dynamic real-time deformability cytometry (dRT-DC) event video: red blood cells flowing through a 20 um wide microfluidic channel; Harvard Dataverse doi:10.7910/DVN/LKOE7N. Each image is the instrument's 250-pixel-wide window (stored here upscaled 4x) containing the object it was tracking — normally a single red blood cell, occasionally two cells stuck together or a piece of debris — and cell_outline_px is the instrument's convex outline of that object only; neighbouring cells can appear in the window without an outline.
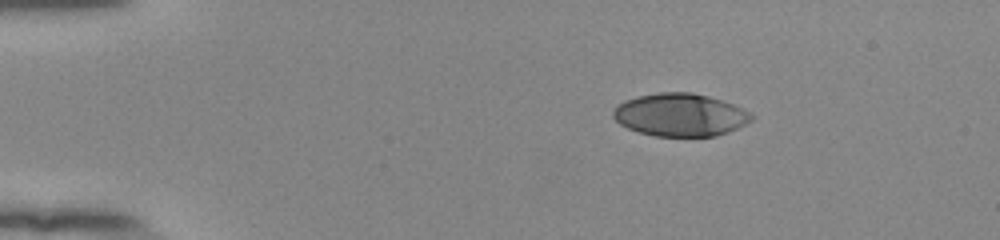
{"species": "human", "species_latin": "Homo sapiens", "temperature_condition": "room temperature", "stored_images_in_passage": 45, "camera_frame_rate_fps": 3000, "um_per_image_px": 0.085, "donor": {"sex": "female"}, "frame": {"image": 1, "passage_image": 1, "time_ms": 0.0, "image_size_px": [1000, 240], "cell_outline_px": [[756, 116], [752, 120], [728, 132], [716, 136], [656, 136], [640, 132], [628, 128], [620, 124], [612, 116], [612, 112], [616, 104], [624, 100], [636, 96], [660, 92], [692, 92], [724, 100], [744, 108]], "centroid_in_image_um": [57.82, 9.75], "position_along_channel_um": 27.2, "area_um2": 34.8}}
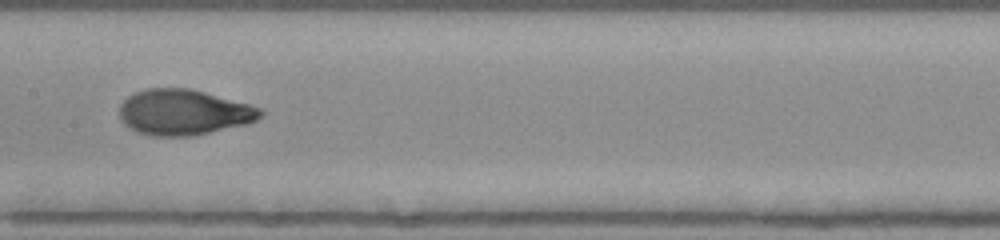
{"frame": {"image": 2, "passage_image": 20, "time_ms": 6.333, "image_size_px": [1000, 240], "cell_outline_px": [[264, 116], [248, 124], [192, 136], [152, 136], [136, 132], [124, 124], [120, 120], [120, 104], [128, 96], [136, 92], [148, 88], [188, 88], [204, 92], [248, 104], [260, 108], [264, 112]], "centroid_in_image_um": [15.61, 9.55], "position_along_channel_um": 191.8, "area_um2": 37.51}}
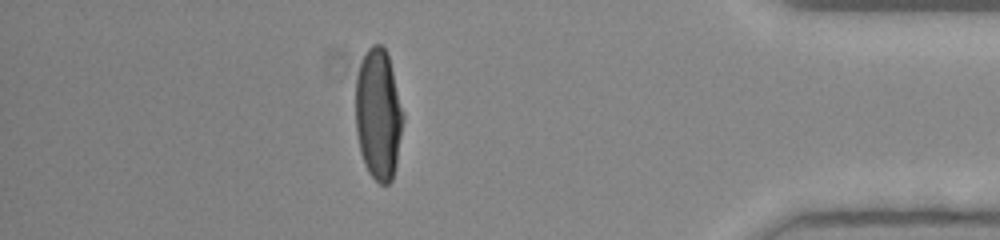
{"frame": {"image": 3, "passage_image": 39, "time_ms": 12.667, "image_size_px": [1000, 240], "cell_outline_px": [[404, 120], [396, 164], [392, 180], [388, 184], [380, 184], [368, 172], [364, 164], [360, 152], [356, 132], [356, 76], [364, 52], [372, 44], [380, 44], [384, 48], [388, 56], [404, 116]], "centroid_in_image_um": [32.15, 9.73], "position_along_channel_um": 403.1, "area_um2": 36.24}, "authors_computed_cell_mechanics": {"area_um2": 36.703, "velocity_mm_per_s": 3.8976, "shape_relaxation_time_tau1_ms": 5.682, "shape_relaxation_time_tau2_ms": null, "deformation_change_tau1": 0.2399, "deformation_change_tau2": null}}